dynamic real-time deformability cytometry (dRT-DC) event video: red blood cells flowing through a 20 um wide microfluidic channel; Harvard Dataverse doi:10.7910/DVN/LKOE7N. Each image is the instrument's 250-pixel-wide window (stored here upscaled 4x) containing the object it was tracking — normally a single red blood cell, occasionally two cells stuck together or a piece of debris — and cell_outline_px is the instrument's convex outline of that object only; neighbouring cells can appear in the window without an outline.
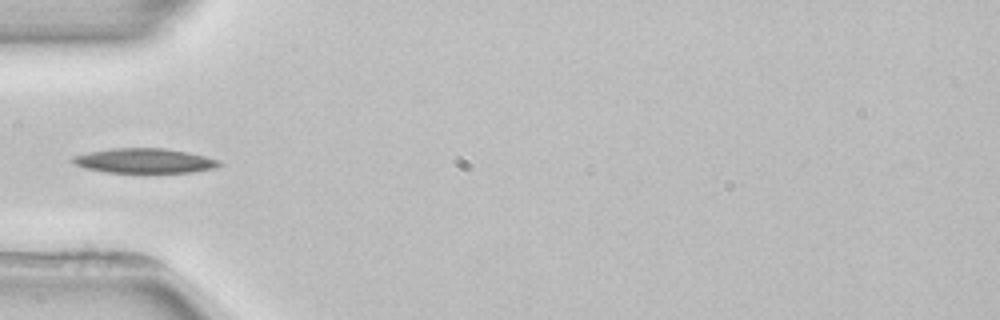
{"species": "common noctule bat (a hibernating species)", "species_latin": "Nyctalus noctula", "temperature_condition": "room temperature", "stored_images_in_passage": 1, "camera_frame_rate_fps": 3000, "um_per_image_px": 0.085, "animal": {"sex": "female", "body_mass_g": 22.7, "forearm_length_mm": 54.2}, "frame": {"image": 1, "passage_image": 1, "time_ms": 0.0, "image_size_px": [1000, 320], "cell_outline_px": [[224, 164], [216, 168], [192, 172], [108, 172], [84, 168], [76, 164], [72, 160], [72, 156], [88, 152], [112, 148], [164, 148], [188, 152], [220, 160]], "centroid_in_image_um": [12.32, 13.66], "position_along_channel_um": 72.7, "area_um2": 21.04}}